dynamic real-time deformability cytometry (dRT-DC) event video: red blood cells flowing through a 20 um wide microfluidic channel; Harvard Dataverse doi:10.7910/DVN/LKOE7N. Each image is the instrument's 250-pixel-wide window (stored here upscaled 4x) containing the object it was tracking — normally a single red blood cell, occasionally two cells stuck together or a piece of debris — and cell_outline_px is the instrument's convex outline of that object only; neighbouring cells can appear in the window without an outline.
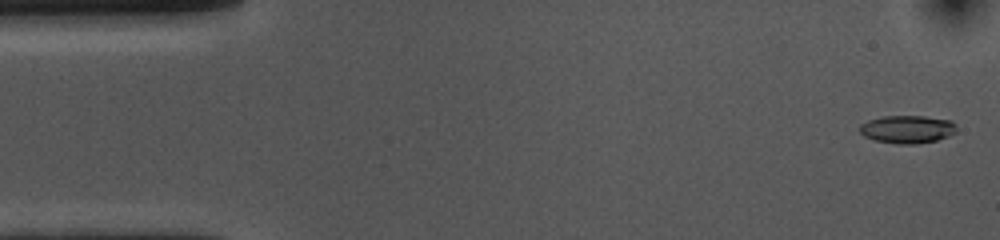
{"species": "common noctule bat (a hibernating species)", "species_latin": "Nyctalus noctula", "temperature_condition": "cold", "stored_images_in_passage": 54, "camera_frame_rate_fps": 3000, "um_per_image_px": 0.085, "animal": {"sex": "female", "body_mass_g": 10.0, "forearm_length_mm": 53.1}, "frame": {"image": 1, "passage_image": 2, "time_ms": 0.333, "image_size_px": [1000, 240], "cell_outline_px": [[956, 132], [948, 136], [936, 140], [916, 144], [900, 144], [876, 140], [864, 136], [860, 132], [860, 124], [868, 120], [884, 116], [924, 116], [952, 120], [956, 124]], "centroid_in_image_um": [77.14, 10.98], "position_along_channel_um": 7.9, "area_um2": 15.72}}
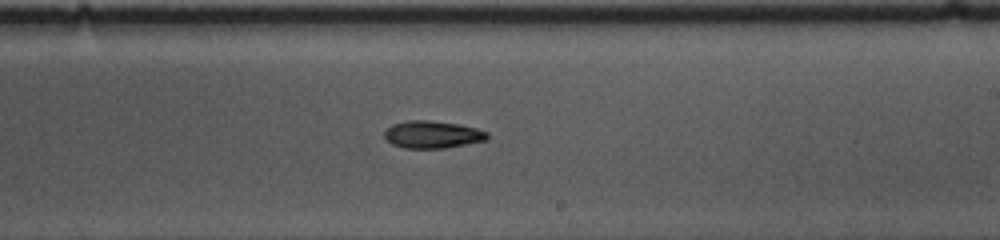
{"frame": {"image": 2, "passage_image": 31, "time_ms": 10.0, "image_size_px": [1000, 240], "cell_outline_px": [[488, 140], [444, 148], [404, 148], [392, 144], [384, 136], [384, 132], [392, 124], [408, 120], [428, 120], [456, 124], [476, 128], [488, 132]], "centroid_in_image_um": [36.76, 11.44], "position_along_channel_um": 252.2, "area_um2": 16.3}}
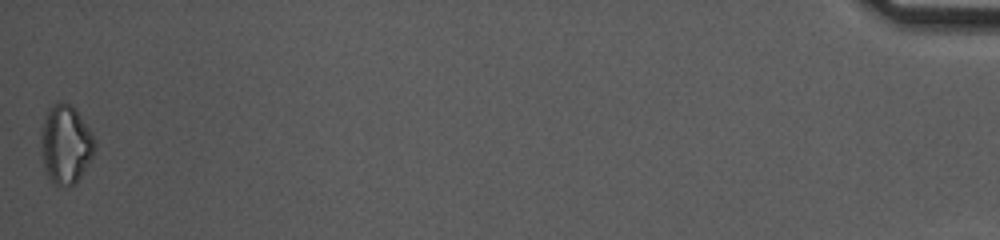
{"frame": {"image": 3, "passage_image": 54, "time_ms": 17.667, "image_size_px": [1000, 240], "cell_outline_px": [[96, 148], [92, 156], [76, 184], [56, 184], [48, 180], [44, 168], [40, 132], [44, 120], [48, 112], [56, 100], [60, 100], [72, 104], [76, 108], [96, 140]], "centroid_in_image_um": [5.59, 12.23], "position_along_channel_um": 429.6, "area_um2": 24.68}, "authors_computed_cell_mechanics": {"area_um2": 16.0973, "velocity_mm_per_s": 3.6522, "shape_relaxation_time_tau1_ms": 3.21, "shape_relaxation_time_tau2_ms": null, "deformation_change_tau1": 0.148, "deformation_change_tau2": null}}